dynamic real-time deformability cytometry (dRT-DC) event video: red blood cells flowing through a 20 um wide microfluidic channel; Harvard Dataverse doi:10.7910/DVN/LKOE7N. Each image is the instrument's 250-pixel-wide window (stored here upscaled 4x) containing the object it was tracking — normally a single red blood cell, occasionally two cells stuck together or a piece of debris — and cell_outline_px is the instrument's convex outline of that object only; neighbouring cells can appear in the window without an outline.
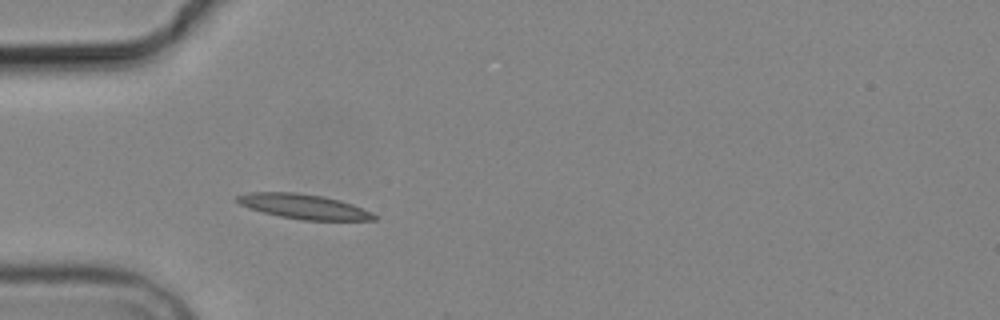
{"species": "common noctule bat (a hibernating species)", "species_latin": "Nyctalus noctula", "temperature_condition": "cold", "stored_images_in_passage": 2, "camera_frame_rate_fps": 3000, "um_per_image_px": 0.085, "animal": {"sex": "male", "body_mass_g": 19.2, "forearm_length_mm": 51.8}, "frame": {"image": 1, "passage_image": 2, "time_ms": 1.333, "image_size_px": [1000, 320], "cell_outline_px": [[376, 220], [304, 220], [280, 216], [264, 212], [240, 204], [236, 200], [236, 196], [248, 192], [296, 192], [324, 196], [340, 200], [352, 204], [372, 212], [376, 216]], "centroid_in_image_um": [25.84, 17.54], "position_along_channel_um": 59.2, "area_um2": 19.59}}